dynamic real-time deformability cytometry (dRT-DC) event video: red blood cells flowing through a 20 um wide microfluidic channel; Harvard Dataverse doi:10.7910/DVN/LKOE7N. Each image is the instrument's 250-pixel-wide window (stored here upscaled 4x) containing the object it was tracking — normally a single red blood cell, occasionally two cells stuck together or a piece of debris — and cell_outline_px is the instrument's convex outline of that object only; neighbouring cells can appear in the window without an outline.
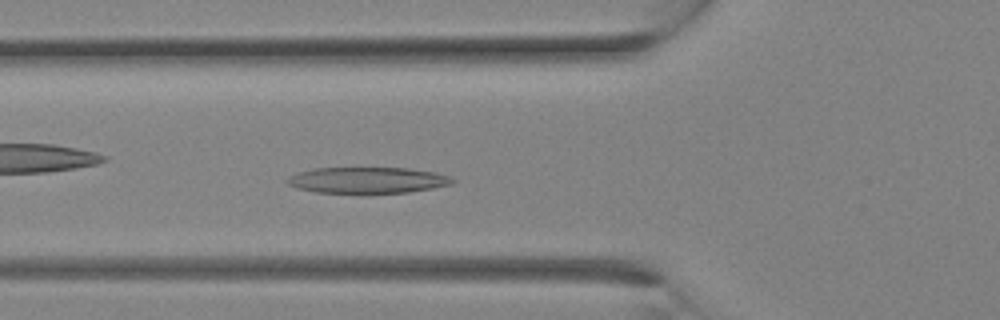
{"species": "Egyptian fruit bat (a non-hibernating species)", "species_latin": "Rousettus aegyptiacus", "temperature_condition": "room temperature", "stored_images_in_passage": 13, "camera_frame_rate_fps": 3000, "um_per_image_px": 0.085, "animal": {"sex": "female"}, "frame": {"image": 1, "passage_image": 11, "time_ms": 3.333, "image_size_px": [1000, 320], "cell_outline_px": [[456, 180], [452, 184], [432, 188], [408, 192], [364, 196], [316, 192], [296, 188], [288, 184], [284, 180], [288, 176], [296, 172], [316, 168], [408, 168], [436, 172], [452, 176]], "centroid_in_image_um": [31.21, 15.35], "position_along_channel_um": 94.6, "area_um2": 26.41}}
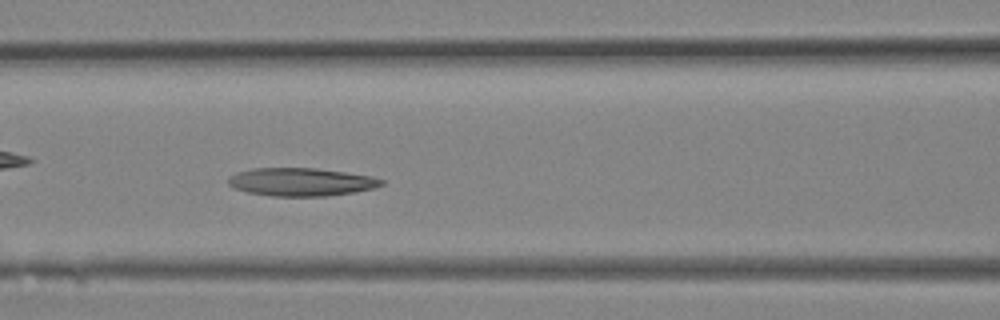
{"frame": {"image": 2, "passage_image": 13, "time_ms": 4.0, "image_size_px": [1000, 320], "cell_outline_px": [[384, 184], [376, 188], [356, 192], [328, 196], [272, 196], [248, 192], [236, 188], [228, 184], [228, 180], [236, 172], [252, 168], [316, 168], [372, 176], [384, 180]], "centroid_in_image_um": [25.64, 15.47], "position_along_channel_um": 141.0, "area_um2": 25.09}}